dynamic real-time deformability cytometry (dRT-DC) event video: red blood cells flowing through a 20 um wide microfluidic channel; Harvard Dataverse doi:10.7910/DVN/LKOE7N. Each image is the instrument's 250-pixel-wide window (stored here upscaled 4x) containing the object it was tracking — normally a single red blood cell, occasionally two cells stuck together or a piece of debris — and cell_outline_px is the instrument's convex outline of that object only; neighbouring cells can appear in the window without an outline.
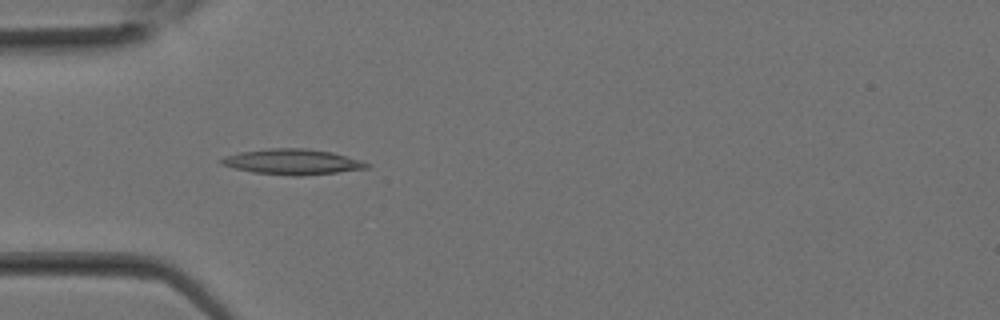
{"species": "Egyptian fruit bat (a non-hibernating species)", "species_latin": "Rousettus aegyptiacus", "temperature_condition": "room temperature", "stored_images_in_passage": 14, "camera_frame_rate_fps": 3000, "um_per_image_px": 0.085, "animal": {"sex": "female"}, "frame": {"image": 1, "passage_image": 8, "time_ms": 2.333, "image_size_px": [1000, 320], "cell_outline_px": [[372, 164], [368, 168], [336, 172], [300, 176], [292, 176], [252, 172], [220, 164], [216, 160], [224, 156], [240, 152], [268, 148], [308, 148], [332, 152], [360, 160]], "centroid_in_image_um": [24.82, 13.75], "position_along_channel_um": 60.2, "area_um2": 21.68}}
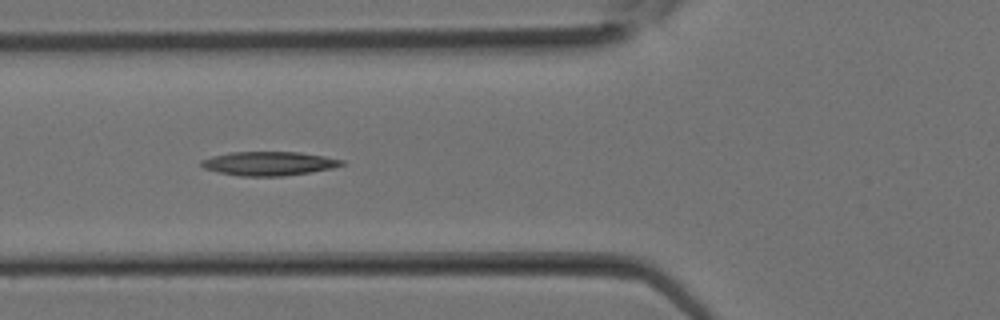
{"frame": {"image": 2, "passage_image": 10, "time_ms": 3.0, "image_size_px": [1000, 320], "cell_outline_px": [[344, 164], [332, 168], [284, 176], [240, 176], [220, 172], [204, 168], [200, 164], [200, 160], [212, 156], [232, 152], [300, 152], [324, 156], [344, 160]], "centroid_in_image_um": [22.84, 13.89], "position_along_channel_um": 103.0, "area_um2": 19.42}}
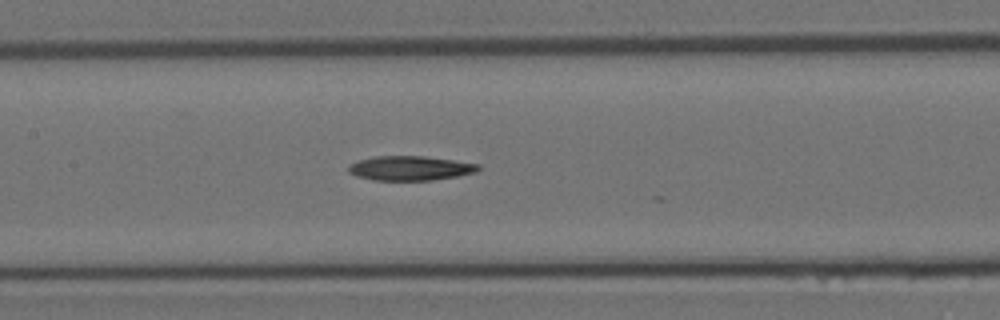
{"frame": {"image": 3, "passage_image": 13, "time_ms": 4.0, "image_size_px": [1000, 320], "cell_outline_px": [[480, 168], [476, 172], [456, 176], [432, 180], [372, 180], [356, 176], [348, 172], [348, 164], [360, 160], [376, 156], [424, 156], [480, 164]], "centroid_in_image_um": [34.84, 14.29], "position_along_channel_um": 172.6, "area_um2": 18.44}}